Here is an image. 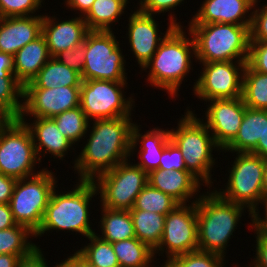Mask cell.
I'll return each instance as SVG.
<instances>
[{"instance_id":"obj_1","label":"cell","mask_w":267,"mask_h":267,"mask_svg":"<svg viewBox=\"0 0 267 267\" xmlns=\"http://www.w3.org/2000/svg\"><path fill=\"white\" fill-rule=\"evenodd\" d=\"M92 121L89 122V131L86 133L89 138L73 161L74 167H71L76 174L78 173V180L93 181L100 174L112 170L119 163L132 157V128L135 124L132 117Z\"/></svg>"},{"instance_id":"obj_2","label":"cell","mask_w":267,"mask_h":267,"mask_svg":"<svg viewBox=\"0 0 267 267\" xmlns=\"http://www.w3.org/2000/svg\"><path fill=\"white\" fill-rule=\"evenodd\" d=\"M185 27L175 26L142 69L145 72L149 69L146 79L149 85L166 90L172 100L178 98L184 78L193 70L191 60L196 57L194 38L189 30L185 32Z\"/></svg>"},{"instance_id":"obj_3","label":"cell","mask_w":267,"mask_h":267,"mask_svg":"<svg viewBox=\"0 0 267 267\" xmlns=\"http://www.w3.org/2000/svg\"><path fill=\"white\" fill-rule=\"evenodd\" d=\"M71 190L60 192L56 188L52 191L42 224L34 234V238L42 237L53 230L75 232L87 238L95 234L90 222V201L99 196L93 181L76 180ZM73 189V190H72ZM59 192V193H58ZM96 195V196H95Z\"/></svg>"},{"instance_id":"obj_4","label":"cell","mask_w":267,"mask_h":267,"mask_svg":"<svg viewBox=\"0 0 267 267\" xmlns=\"http://www.w3.org/2000/svg\"><path fill=\"white\" fill-rule=\"evenodd\" d=\"M201 193L197 204L198 250L226 257L227 247L235 229L241 223L244 211L252 213L243 205L226 201L214 189Z\"/></svg>"},{"instance_id":"obj_5","label":"cell","mask_w":267,"mask_h":267,"mask_svg":"<svg viewBox=\"0 0 267 267\" xmlns=\"http://www.w3.org/2000/svg\"><path fill=\"white\" fill-rule=\"evenodd\" d=\"M186 110L177 121V127L170 129V140L183 154L187 171L204 183L205 187L212 188L215 180L211 173L217 161L212 153L221 152V148L215 143L204 121L197 117L192 108Z\"/></svg>"},{"instance_id":"obj_6","label":"cell","mask_w":267,"mask_h":267,"mask_svg":"<svg viewBox=\"0 0 267 267\" xmlns=\"http://www.w3.org/2000/svg\"><path fill=\"white\" fill-rule=\"evenodd\" d=\"M195 42V61H248L250 26L230 23L189 24Z\"/></svg>"},{"instance_id":"obj_7","label":"cell","mask_w":267,"mask_h":267,"mask_svg":"<svg viewBox=\"0 0 267 267\" xmlns=\"http://www.w3.org/2000/svg\"><path fill=\"white\" fill-rule=\"evenodd\" d=\"M51 171L44 168L36 175L18 179L9 203L15 222L34 234L42 224L52 191L58 186L55 172Z\"/></svg>"},{"instance_id":"obj_8","label":"cell","mask_w":267,"mask_h":267,"mask_svg":"<svg viewBox=\"0 0 267 267\" xmlns=\"http://www.w3.org/2000/svg\"><path fill=\"white\" fill-rule=\"evenodd\" d=\"M114 31L90 30L85 37L83 81L127 82L126 60Z\"/></svg>"},{"instance_id":"obj_9","label":"cell","mask_w":267,"mask_h":267,"mask_svg":"<svg viewBox=\"0 0 267 267\" xmlns=\"http://www.w3.org/2000/svg\"><path fill=\"white\" fill-rule=\"evenodd\" d=\"M37 157L33 138L23 121L7 119L0 126V172L15 179H22L38 174L35 165Z\"/></svg>"},{"instance_id":"obj_10","label":"cell","mask_w":267,"mask_h":267,"mask_svg":"<svg viewBox=\"0 0 267 267\" xmlns=\"http://www.w3.org/2000/svg\"><path fill=\"white\" fill-rule=\"evenodd\" d=\"M237 154V155H236ZM229 168L225 188H214L223 199L246 207L251 213L260 209L266 160L250 152H237ZM218 190V191H217Z\"/></svg>"},{"instance_id":"obj_11","label":"cell","mask_w":267,"mask_h":267,"mask_svg":"<svg viewBox=\"0 0 267 267\" xmlns=\"http://www.w3.org/2000/svg\"><path fill=\"white\" fill-rule=\"evenodd\" d=\"M93 182L100 194V206L129 211L133 208L138 194L148 183V173L129 159L100 174Z\"/></svg>"},{"instance_id":"obj_12","label":"cell","mask_w":267,"mask_h":267,"mask_svg":"<svg viewBox=\"0 0 267 267\" xmlns=\"http://www.w3.org/2000/svg\"><path fill=\"white\" fill-rule=\"evenodd\" d=\"M127 82L105 80L82 81L80 86V106L87 119H111L132 117L135 99L126 97Z\"/></svg>"},{"instance_id":"obj_13","label":"cell","mask_w":267,"mask_h":267,"mask_svg":"<svg viewBox=\"0 0 267 267\" xmlns=\"http://www.w3.org/2000/svg\"><path fill=\"white\" fill-rule=\"evenodd\" d=\"M201 64L193 84L194 95L204 104L213 99L242 97L243 72L247 61H218ZM206 102V103H205Z\"/></svg>"},{"instance_id":"obj_14","label":"cell","mask_w":267,"mask_h":267,"mask_svg":"<svg viewBox=\"0 0 267 267\" xmlns=\"http://www.w3.org/2000/svg\"><path fill=\"white\" fill-rule=\"evenodd\" d=\"M198 250L197 204H179L165 216L164 231L154 257L166 254L170 258Z\"/></svg>"},{"instance_id":"obj_15","label":"cell","mask_w":267,"mask_h":267,"mask_svg":"<svg viewBox=\"0 0 267 267\" xmlns=\"http://www.w3.org/2000/svg\"><path fill=\"white\" fill-rule=\"evenodd\" d=\"M80 106V87L24 88L21 121L32 118H52ZM27 116V117H26Z\"/></svg>"},{"instance_id":"obj_16","label":"cell","mask_w":267,"mask_h":267,"mask_svg":"<svg viewBox=\"0 0 267 267\" xmlns=\"http://www.w3.org/2000/svg\"><path fill=\"white\" fill-rule=\"evenodd\" d=\"M205 125L223 150L238 134L246 105L242 97L207 101ZM210 103V104H209Z\"/></svg>"},{"instance_id":"obj_17","label":"cell","mask_w":267,"mask_h":267,"mask_svg":"<svg viewBox=\"0 0 267 267\" xmlns=\"http://www.w3.org/2000/svg\"><path fill=\"white\" fill-rule=\"evenodd\" d=\"M135 10L134 12L131 11L132 14L127 21L128 33L126 31V35L128 36L126 38L129 41L130 51L133 53L132 56L136 58L137 64L142 70L157 51L161 41L175 26L169 24L165 34L160 32L159 35L160 26L158 21L154 19L155 15L145 14L138 9Z\"/></svg>"},{"instance_id":"obj_18","label":"cell","mask_w":267,"mask_h":267,"mask_svg":"<svg viewBox=\"0 0 267 267\" xmlns=\"http://www.w3.org/2000/svg\"><path fill=\"white\" fill-rule=\"evenodd\" d=\"M89 31L85 20L79 15L61 21L55 15L52 17L48 14L43 15L42 34L51 57L83 44Z\"/></svg>"},{"instance_id":"obj_19","label":"cell","mask_w":267,"mask_h":267,"mask_svg":"<svg viewBox=\"0 0 267 267\" xmlns=\"http://www.w3.org/2000/svg\"><path fill=\"white\" fill-rule=\"evenodd\" d=\"M255 1L204 0L192 19L188 21V24L230 23L251 25Z\"/></svg>"},{"instance_id":"obj_20","label":"cell","mask_w":267,"mask_h":267,"mask_svg":"<svg viewBox=\"0 0 267 267\" xmlns=\"http://www.w3.org/2000/svg\"><path fill=\"white\" fill-rule=\"evenodd\" d=\"M43 14L0 17V51L14 55L42 34Z\"/></svg>"},{"instance_id":"obj_21","label":"cell","mask_w":267,"mask_h":267,"mask_svg":"<svg viewBox=\"0 0 267 267\" xmlns=\"http://www.w3.org/2000/svg\"><path fill=\"white\" fill-rule=\"evenodd\" d=\"M148 183L175 199L179 204L196 202L200 197V187L204 186L187 170L167 172L155 169L148 173ZM191 199L193 200L191 201Z\"/></svg>"},{"instance_id":"obj_22","label":"cell","mask_w":267,"mask_h":267,"mask_svg":"<svg viewBox=\"0 0 267 267\" xmlns=\"http://www.w3.org/2000/svg\"><path fill=\"white\" fill-rule=\"evenodd\" d=\"M32 120L33 122L30 123L29 121L23 122L31 132L40 163L46 154H51L54 159L63 161V158L68 155V151L72 149L76 151L73 147L74 144L58 130L52 118H32Z\"/></svg>"},{"instance_id":"obj_23","label":"cell","mask_w":267,"mask_h":267,"mask_svg":"<svg viewBox=\"0 0 267 267\" xmlns=\"http://www.w3.org/2000/svg\"><path fill=\"white\" fill-rule=\"evenodd\" d=\"M140 126L141 125L135 123L132 128L130 155L133 156L135 153L134 151L138 150L137 158L140 159V161L135 165L149 173L152 170L159 169L160 158L163 150L171 141L170 130L167 128L164 130V128L155 127L143 134L140 132V130H142ZM137 147L140 149H137Z\"/></svg>"},{"instance_id":"obj_24","label":"cell","mask_w":267,"mask_h":267,"mask_svg":"<svg viewBox=\"0 0 267 267\" xmlns=\"http://www.w3.org/2000/svg\"><path fill=\"white\" fill-rule=\"evenodd\" d=\"M50 58L46 39L41 34L13 55L15 77L25 86L37 76Z\"/></svg>"},{"instance_id":"obj_25","label":"cell","mask_w":267,"mask_h":267,"mask_svg":"<svg viewBox=\"0 0 267 267\" xmlns=\"http://www.w3.org/2000/svg\"><path fill=\"white\" fill-rule=\"evenodd\" d=\"M266 121L267 110L246 107L238 134L222 152H251L263 138Z\"/></svg>"},{"instance_id":"obj_26","label":"cell","mask_w":267,"mask_h":267,"mask_svg":"<svg viewBox=\"0 0 267 267\" xmlns=\"http://www.w3.org/2000/svg\"><path fill=\"white\" fill-rule=\"evenodd\" d=\"M81 74L51 57L40 69L37 76L24 88L56 89L58 87H80Z\"/></svg>"},{"instance_id":"obj_27","label":"cell","mask_w":267,"mask_h":267,"mask_svg":"<svg viewBox=\"0 0 267 267\" xmlns=\"http://www.w3.org/2000/svg\"><path fill=\"white\" fill-rule=\"evenodd\" d=\"M100 208L102 217L98 226L102 235L95 232L98 237L110 243L136 237L130 211L113 210L102 206Z\"/></svg>"},{"instance_id":"obj_28","label":"cell","mask_w":267,"mask_h":267,"mask_svg":"<svg viewBox=\"0 0 267 267\" xmlns=\"http://www.w3.org/2000/svg\"><path fill=\"white\" fill-rule=\"evenodd\" d=\"M127 4L129 0H95L83 19L89 30L111 31L113 24L126 14Z\"/></svg>"},{"instance_id":"obj_29","label":"cell","mask_w":267,"mask_h":267,"mask_svg":"<svg viewBox=\"0 0 267 267\" xmlns=\"http://www.w3.org/2000/svg\"><path fill=\"white\" fill-rule=\"evenodd\" d=\"M129 211L136 238L154 251L160 244L166 215L137 209Z\"/></svg>"},{"instance_id":"obj_30","label":"cell","mask_w":267,"mask_h":267,"mask_svg":"<svg viewBox=\"0 0 267 267\" xmlns=\"http://www.w3.org/2000/svg\"><path fill=\"white\" fill-rule=\"evenodd\" d=\"M112 247L120 267H151L157 259L153 250L136 237L113 242Z\"/></svg>"},{"instance_id":"obj_31","label":"cell","mask_w":267,"mask_h":267,"mask_svg":"<svg viewBox=\"0 0 267 267\" xmlns=\"http://www.w3.org/2000/svg\"><path fill=\"white\" fill-rule=\"evenodd\" d=\"M242 99L246 107L267 110V73L255 71L248 63L243 72Z\"/></svg>"},{"instance_id":"obj_32","label":"cell","mask_w":267,"mask_h":267,"mask_svg":"<svg viewBox=\"0 0 267 267\" xmlns=\"http://www.w3.org/2000/svg\"><path fill=\"white\" fill-rule=\"evenodd\" d=\"M31 237L34 239V233L19 224L0 230V254L28 256L36 247H39L33 243Z\"/></svg>"},{"instance_id":"obj_33","label":"cell","mask_w":267,"mask_h":267,"mask_svg":"<svg viewBox=\"0 0 267 267\" xmlns=\"http://www.w3.org/2000/svg\"><path fill=\"white\" fill-rule=\"evenodd\" d=\"M89 243L75 252L93 267H120L112 243L96 234L89 235Z\"/></svg>"},{"instance_id":"obj_34","label":"cell","mask_w":267,"mask_h":267,"mask_svg":"<svg viewBox=\"0 0 267 267\" xmlns=\"http://www.w3.org/2000/svg\"><path fill=\"white\" fill-rule=\"evenodd\" d=\"M52 119L55 121L58 130L68 138L74 145L81 141L88 130L89 120L82 111L81 106L64 111Z\"/></svg>"},{"instance_id":"obj_35","label":"cell","mask_w":267,"mask_h":267,"mask_svg":"<svg viewBox=\"0 0 267 267\" xmlns=\"http://www.w3.org/2000/svg\"><path fill=\"white\" fill-rule=\"evenodd\" d=\"M23 93L24 86L17 78H0V112L7 119L20 117L23 108Z\"/></svg>"},{"instance_id":"obj_36","label":"cell","mask_w":267,"mask_h":267,"mask_svg":"<svg viewBox=\"0 0 267 267\" xmlns=\"http://www.w3.org/2000/svg\"><path fill=\"white\" fill-rule=\"evenodd\" d=\"M177 205L179 203L175 199L147 183L136 197L132 209L167 215Z\"/></svg>"},{"instance_id":"obj_37","label":"cell","mask_w":267,"mask_h":267,"mask_svg":"<svg viewBox=\"0 0 267 267\" xmlns=\"http://www.w3.org/2000/svg\"><path fill=\"white\" fill-rule=\"evenodd\" d=\"M226 259L218 254L195 250L166 261L171 267H224Z\"/></svg>"},{"instance_id":"obj_38","label":"cell","mask_w":267,"mask_h":267,"mask_svg":"<svg viewBox=\"0 0 267 267\" xmlns=\"http://www.w3.org/2000/svg\"><path fill=\"white\" fill-rule=\"evenodd\" d=\"M44 0H0V17L33 16Z\"/></svg>"},{"instance_id":"obj_39","label":"cell","mask_w":267,"mask_h":267,"mask_svg":"<svg viewBox=\"0 0 267 267\" xmlns=\"http://www.w3.org/2000/svg\"><path fill=\"white\" fill-rule=\"evenodd\" d=\"M184 3V0H139L137 3L139 7L137 9L145 14L158 16L161 13L170 12L168 24H173L174 26H182L180 22H177V17H175L174 9ZM173 13V14H172ZM158 14V15H157ZM174 16V17H173Z\"/></svg>"},{"instance_id":"obj_40","label":"cell","mask_w":267,"mask_h":267,"mask_svg":"<svg viewBox=\"0 0 267 267\" xmlns=\"http://www.w3.org/2000/svg\"><path fill=\"white\" fill-rule=\"evenodd\" d=\"M261 2L256 0L252 11L250 41H267V3L256 7ZM255 9V10H254Z\"/></svg>"},{"instance_id":"obj_41","label":"cell","mask_w":267,"mask_h":267,"mask_svg":"<svg viewBox=\"0 0 267 267\" xmlns=\"http://www.w3.org/2000/svg\"><path fill=\"white\" fill-rule=\"evenodd\" d=\"M159 169L167 172L174 170H187L183 154L172 141H170L163 150L160 158Z\"/></svg>"},{"instance_id":"obj_42","label":"cell","mask_w":267,"mask_h":267,"mask_svg":"<svg viewBox=\"0 0 267 267\" xmlns=\"http://www.w3.org/2000/svg\"><path fill=\"white\" fill-rule=\"evenodd\" d=\"M55 58L82 75L85 62V40L77 47L60 52Z\"/></svg>"},{"instance_id":"obj_43","label":"cell","mask_w":267,"mask_h":267,"mask_svg":"<svg viewBox=\"0 0 267 267\" xmlns=\"http://www.w3.org/2000/svg\"><path fill=\"white\" fill-rule=\"evenodd\" d=\"M247 63L260 73H267V41H250Z\"/></svg>"},{"instance_id":"obj_44","label":"cell","mask_w":267,"mask_h":267,"mask_svg":"<svg viewBox=\"0 0 267 267\" xmlns=\"http://www.w3.org/2000/svg\"><path fill=\"white\" fill-rule=\"evenodd\" d=\"M255 257L248 264L249 267H267V235L255 232Z\"/></svg>"},{"instance_id":"obj_45","label":"cell","mask_w":267,"mask_h":267,"mask_svg":"<svg viewBox=\"0 0 267 267\" xmlns=\"http://www.w3.org/2000/svg\"><path fill=\"white\" fill-rule=\"evenodd\" d=\"M41 249L40 247H36L28 256L22 257L17 267H50ZM54 267H57V263Z\"/></svg>"},{"instance_id":"obj_46","label":"cell","mask_w":267,"mask_h":267,"mask_svg":"<svg viewBox=\"0 0 267 267\" xmlns=\"http://www.w3.org/2000/svg\"><path fill=\"white\" fill-rule=\"evenodd\" d=\"M260 203V207L261 205L264 206V208L261 207V209H264L263 213L265 216L261 218V213H259V209H256L252 213V222L250 223L252 228L251 231L267 235V197H263Z\"/></svg>"},{"instance_id":"obj_47","label":"cell","mask_w":267,"mask_h":267,"mask_svg":"<svg viewBox=\"0 0 267 267\" xmlns=\"http://www.w3.org/2000/svg\"><path fill=\"white\" fill-rule=\"evenodd\" d=\"M17 179L0 172V204H9Z\"/></svg>"},{"instance_id":"obj_48","label":"cell","mask_w":267,"mask_h":267,"mask_svg":"<svg viewBox=\"0 0 267 267\" xmlns=\"http://www.w3.org/2000/svg\"><path fill=\"white\" fill-rule=\"evenodd\" d=\"M0 78H16L13 55L0 51Z\"/></svg>"},{"instance_id":"obj_49","label":"cell","mask_w":267,"mask_h":267,"mask_svg":"<svg viewBox=\"0 0 267 267\" xmlns=\"http://www.w3.org/2000/svg\"><path fill=\"white\" fill-rule=\"evenodd\" d=\"M65 6L71 11L74 10L76 13H80V17H84L92 7L95 0H64ZM78 11V12H77Z\"/></svg>"},{"instance_id":"obj_50","label":"cell","mask_w":267,"mask_h":267,"mask_svg":"<svg viewBox=\"0 0 267 267\" xmlns=\"http://www.w3.org/2000/svg\"><path fill=\"white\" fill-rule=\"evenodd\" d=\"M9 204H0V230L16 226Z\"/></svg>"},{"instance_id":"obj_51","label":"cell","mask_w":267,"mask_h":267,"mask_svg":"<svg viewBox=\"0 0 267 267\" xmlns=\"http://www.w3.org/2000/svg\"><path fill=\"white\" fill-rule=\"evenodd\" d=\"M72 255V256H71ZM57 267H93L82 259L76 252L70 254L65 260L57 263Z\"/></svg>"},{"instance_id":"obj_52","label":"cell","mask_w":267,"mask_h":267,"mask_svg":"<svg viewBox=\"0 0 267 267\" xmlns=\"http://www.w3.org/2000/svg\"><path fill=\"white\" fill-rule=\"evenodd\" d=\"M267 160V121L263 138H260L257 146L250 152Z\"/></svg>"},{"instance_id":"obj_53","label":"cell","mask_w":267,"mask_h":267,"mask_svg":"<svg viewBox=\"0 0 267 267\" xmlns=\"http://www.w3.org/2000/svg\"><path fill=\"white\" fill-rule=\"evenodd\" d=\"M20 255L0 254V267H17Z\"/></svg>"},{"instance_id":"obj_54","label":"cell","mask_w":267,"mask_h":267,"mask_svg":"<svg viewBox=\"0 0 267 267\" xmlns=\"http://www.w3.org/2000/svg\"><path fill=\"white\" fill-rule=\"evenodd\" d=\"M262 192H263V197H267V160L263 175Z\"/></svg>"},{"instance_id":"obj_55","label":"cell","mask_w":267,"mask_h":267,"mask_svg":"<svg viewBox=\"0 0 267 267\" xmlns=\"http://www.w3.org/2000/svg\"><path fill=\"white\" fill-rule=\"evenodd\" d=\"M7 120V118L0 112V126Z\"/></svg>"},{"instance_id":"obj_56","label":"cell","mask_w":267,"mask_h":267,"mask_svg":"<svg viewBox=\"0 0 267 267\" xmlns=\"http://www.w3.org/2000/svg\"><path fill=\"white\" fill-rule=\"evenodd\" d=\"M158 267H171L167 262L163 263V265L159 266V265H156ZM155 264H153L151 267H156Z\"/></svg>"}]
</instances>
